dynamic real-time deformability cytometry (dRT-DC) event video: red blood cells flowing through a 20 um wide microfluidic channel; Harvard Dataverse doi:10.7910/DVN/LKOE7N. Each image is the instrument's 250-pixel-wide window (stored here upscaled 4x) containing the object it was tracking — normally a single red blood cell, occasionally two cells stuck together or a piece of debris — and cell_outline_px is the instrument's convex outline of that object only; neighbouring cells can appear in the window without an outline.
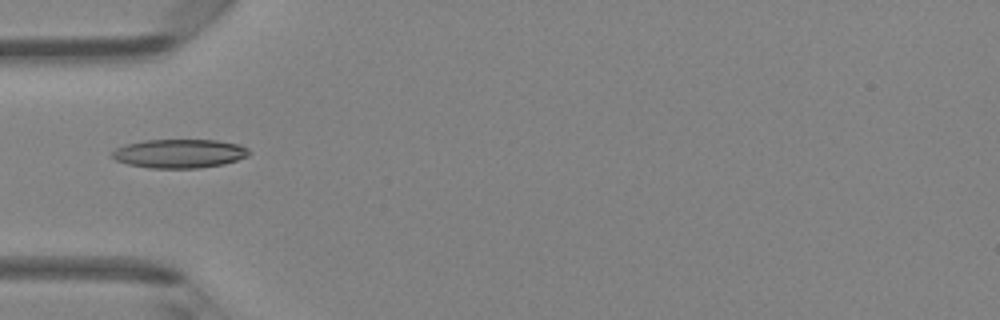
{"species": "Egyptian fruit bat (a non-hibernating species)", "species_latin": "Rousettus aegyptiacus", "temperature_condition": "room temperature", "stored_images_in_passage": 5, "camera_frame_rate_fps": 3000, "um_per_image_px": 0.085, "animal": {"sex": "female"}, "frame": {"image": 1, "passage_image": 4, "time_ms": 1.0, "image_size_px": [1000, 320], "cell_outline_px": [[252, 152], [248, 156], [224, 164], [200, 168], [152, 168], [128, 164], [116, 160], [112, 156], [112, 152], [116, 148], [128, 144], [144, 140], [216, 140], [240, 144], [248, 148]], "centroid_in_image_um": [15.3, 13.05], "position_along_channel_um": 69.7, "area_um2": 23.0}}
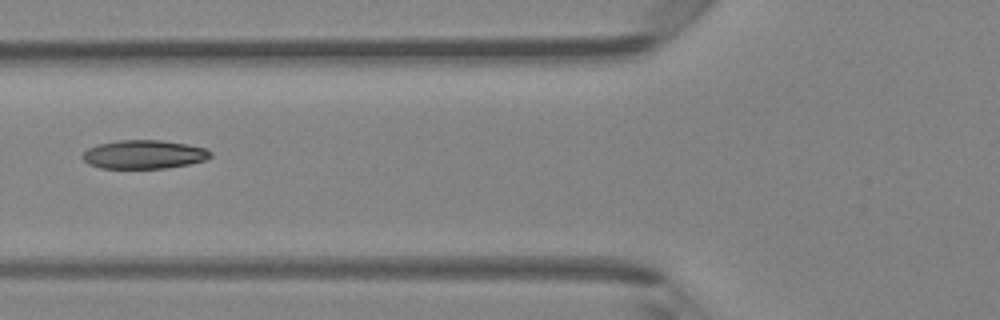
{"frame": {"image": 2, "passage_image": 5, "time_ms": 1.333, "image_size_px": [1000, 320], "cell_outline_px": [[212, 156], [204, 160], [188, 164], [164, 168], [100, 168], [88, 164], [80, 156], [88, 148], [100, 144], [120, 140], [160, 140], [188, 144], [204, 148], [212, 152]], "centroid_in_image_um": [12.22, 13.13], "position_along_channel_um": 113.6, "area_um2": 21.27}}